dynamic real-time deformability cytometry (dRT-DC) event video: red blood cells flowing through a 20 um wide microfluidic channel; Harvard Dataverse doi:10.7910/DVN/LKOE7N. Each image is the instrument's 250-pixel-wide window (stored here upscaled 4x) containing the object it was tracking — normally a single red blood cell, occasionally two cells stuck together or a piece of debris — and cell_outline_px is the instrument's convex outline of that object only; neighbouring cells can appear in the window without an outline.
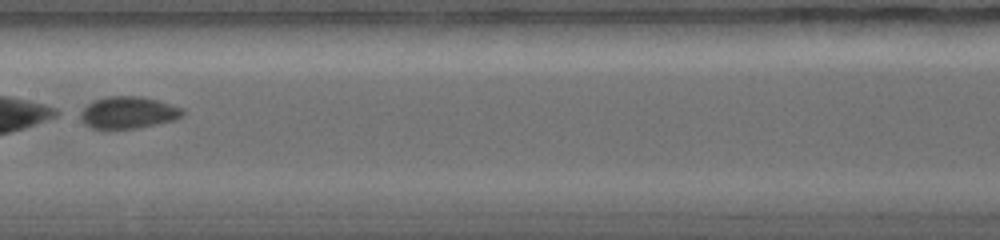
{"species": "common noctule bat (a hibernating species)", "species_latin": "Nyctalus noctula", "temperature_condition": "warm", "stored_images_in_passage": 11, "camera_frame_rate_fps": 5000, "um_per_image_px": 0.085, "animal": {"sex": "female", "body_mass_g": 19.0, "forearm_length_mm": 56.7}, "frame": {"image": 1, "passage_image": 11, "time_ms": 3.6, "image_size_px": [1000, 240], "cell_outline_px": [[184, 112], [176, 120], [136, 128], [92, 128], [84, 124], [80, 120], [76, 112], [88, 104], [96, 100], [108, 96], [140, 96], [156, 100], [184, 108]], "centroid_in_image_um": [10.85, 9.56], "position_along_channel_um": 196.6, "area_um2": 19.07}}